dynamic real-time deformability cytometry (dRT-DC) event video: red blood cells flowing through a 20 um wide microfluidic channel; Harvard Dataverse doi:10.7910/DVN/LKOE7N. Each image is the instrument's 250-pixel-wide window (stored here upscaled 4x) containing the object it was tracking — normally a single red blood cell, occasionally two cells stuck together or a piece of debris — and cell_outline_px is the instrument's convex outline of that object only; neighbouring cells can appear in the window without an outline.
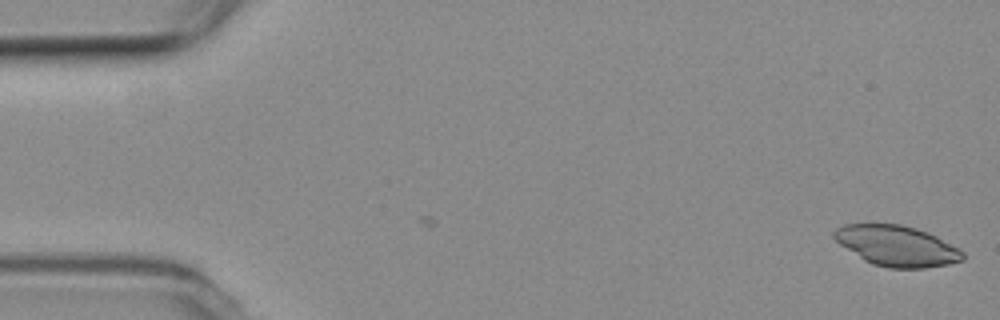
{"species": "common noctule bat (a hibernating species)", "species_latin": "Nyctalus noctula", "temperature_condition": "room temperature", "stored_images_in_passage": 6, "camera_frame_rate_fps": 3000, "um_per_image_px": 0.085, "animal": {"sex": "female", "body_mass_g": 19.3, "forearm_length_mm": 54.1}, "frame": {"image": 1, "passage_image": 6, "time_ms": 1.667, "image_size_px": [1000, 320], "cell_outline_px": [[964, 260], [948, 264], [924, 268], [888, 268], [872, 264], [864, 260], [840, 244], [832, 236], [832, 232], [836, 228], [844, 224], [900, 224], [916, 228], [928, 232], [960, 248], [964, 252]], "centroid_in_image_um": [76.24, 20.9], "position_along_channel_um": 8.8, "area_um2": 30.46}}